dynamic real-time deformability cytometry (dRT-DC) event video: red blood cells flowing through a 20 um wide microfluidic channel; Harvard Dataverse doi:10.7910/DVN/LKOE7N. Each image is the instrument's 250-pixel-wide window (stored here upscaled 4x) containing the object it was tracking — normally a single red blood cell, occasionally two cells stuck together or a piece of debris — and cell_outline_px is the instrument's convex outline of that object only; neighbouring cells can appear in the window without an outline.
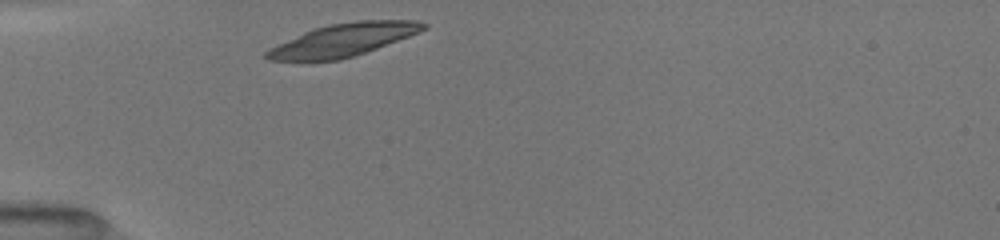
{"species": "common noctule bat (a hibernating species)", "species_latin": "Nyctalus noctula", "temperature_condition": "room temperature", "stored_images_in_passage": 33, "camera_frame_rate_fps": 3000, "um_per_image_px": 0.085, "animal": {"sex": "female", "body_mass_g": 19.5, "forearm_length_mm": 54.1}, "frame": {"image": 1, "passage_image": 1, "time_ms": 0.0, "image_size_px": [1000, 240], "cell_outline_px": [[428, 28], [408, 36], [376, 48], [340, 60], [268, 60], [264, 56], [264, 52], [268, 48], [304, 32], [328, 24], [356, 20], [420, 20], [428, 24]], "centroid_in_image_um": [29.17, 3.37], "position_along_channel_um": 55.8, "area_um2": 29.59}}
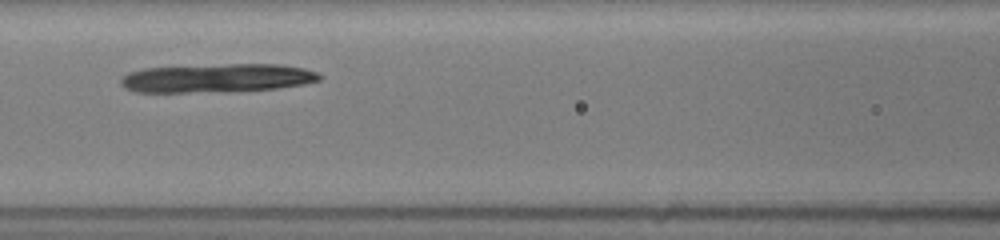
{"frame": {"image": 2, "passage_image": 9, "time_ms": 2.667, "image_size_px": [1000, 240], "cell_outline_px": [[324, 76], [320, 80], [304, 84], [280, 88], [228, 92], [136, 92], [124, 88], [120, 84], [120, 76], [128, 72], [144, 68], [228, 64], [280, 64], [304, 68], [316, 72]], "centroid_in_image_um": [18.45, 6.64], "position_along_channel_um": 148.2, "area_um2": 33.64}}
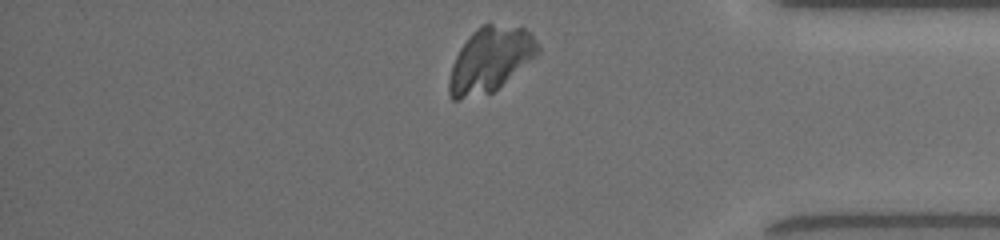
{"frame": {"image": 3, "passage_image": 29, "time_ms": 9.333, "image_size_px": [1000, 240], "cell_outline_px": [[540, 52], [492, 92], [460, 100], [452, 100], [448, 92], [448, 80], [452, 64], [460, 48], [472, 32], [476, 28], [484, 24], [492, 24], [524, 28], [532, 32], [540, 48]], "centroid_in_image_um": [41.64, 5.06], "position_along_channel_um": 393.6, "area_um2": 33.12}}